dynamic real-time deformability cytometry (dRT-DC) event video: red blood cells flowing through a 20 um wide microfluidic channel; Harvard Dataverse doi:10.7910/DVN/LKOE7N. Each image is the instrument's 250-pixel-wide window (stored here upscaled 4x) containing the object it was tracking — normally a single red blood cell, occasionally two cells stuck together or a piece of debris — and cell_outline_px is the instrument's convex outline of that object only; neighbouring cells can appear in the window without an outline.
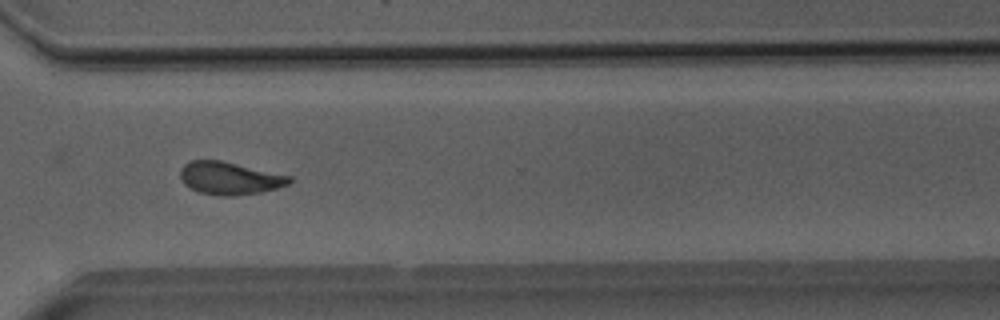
{"species": "Egyptian fruit bat (a non-hibernating species)", "species_latin": "Rousettus aegyptiacus", "temperature_condition": "room temperature", "stored_images_in_passage": 33, "camera_frame_rate_fps": 3000, "um_per_image_px": 0.085, "animal": {"sex": "male"}, "frame": {"image": 1, "passage_image": 28, "time_ms": 9.0, "image_size_px": [1000, 320], "cell_outline_px": [[292, 180], [288, 184], [276, 188], [260, 192], [232, 196], [220, 196], [200, 192], [184, 184], [180, 180], [180, 168], [184, 164], [192, 160], [220, 160], [292, 176]], "centroid_in_image_um": [19.5, 15.14], "position_along_channel_um": 351.1, "area_um2": 20.69}, "authors_computed_cell_mechanics": {"area_um2": 20.808, "velocity_mm_per_s": 3.9894, "shape_relaxation_time_tau1_ms": null, "shape_relaxation_time_tau2_ms": 1.9405, "deformation_change_tau1": null, "deformation_change_tau2": 0.0892}}